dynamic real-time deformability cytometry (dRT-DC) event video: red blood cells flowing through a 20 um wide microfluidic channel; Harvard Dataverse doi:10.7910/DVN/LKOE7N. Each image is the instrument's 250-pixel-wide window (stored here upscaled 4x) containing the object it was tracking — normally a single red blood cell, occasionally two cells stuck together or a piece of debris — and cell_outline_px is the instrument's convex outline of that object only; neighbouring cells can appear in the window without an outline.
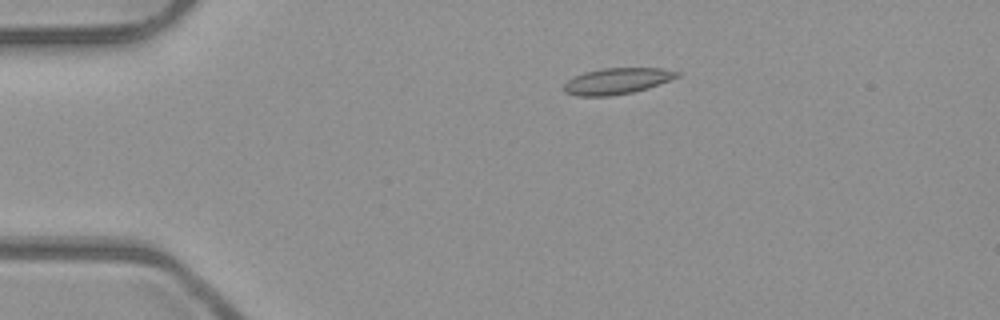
{"species": "common noctule bat (a hibernating species)", "species_latin": "Nyctalus noctula", "temperature_condition": "room temperature", "stored_images_in_passage": 4, "camera_frame_rate_fps": 3000, "um_per_image_px": 0.085, "animal": {"sex": "male", "body_mass_g": 23.1, "forearm_length_mm": 52.7}, "frame": {"image": 1, "passage_image": 1, "time_ms": 0.0, "image_size_px": [1000, 320], "cell_outline_px": [[680, 76], [648, 88], [632, 92], [608, 96], [576, 96], [564, 92], [564, 84], [568, 80], [584, 72], [604, 68], [660, 68], [680, 72]], "centroid_in_image_um": [52.44, 6.89], "position_along_channel_um": 32.6, "area_um2": 17.11}}
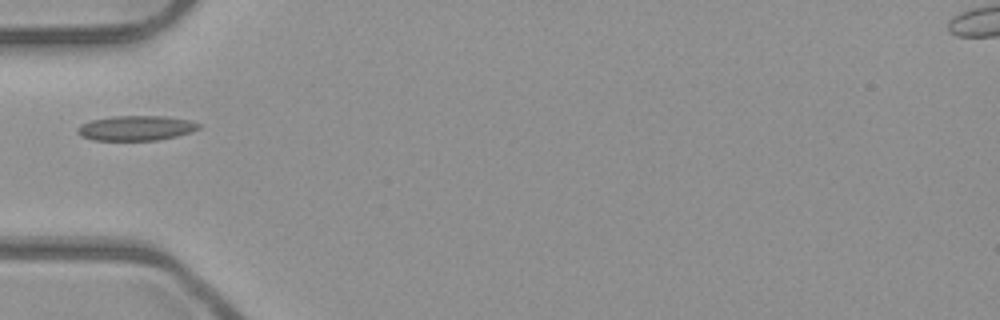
{"frame": {"image": 2, "passage_image": 3, "time_ms": 0.667, "image_size_px": [1000, 320], "cell_outline_px": [[200, 128], [176, 136], [156, 140], [92, 140], [80, 136], [76, 132], [76, 128], [80, 124], [92, 120], [112, 116], [168, 116], [188, 120], [200, 124]], "centroid_in_image_um": [11.5, 10.88], "position_along_channel_um": 73.5, "area_um2": 17.57}}
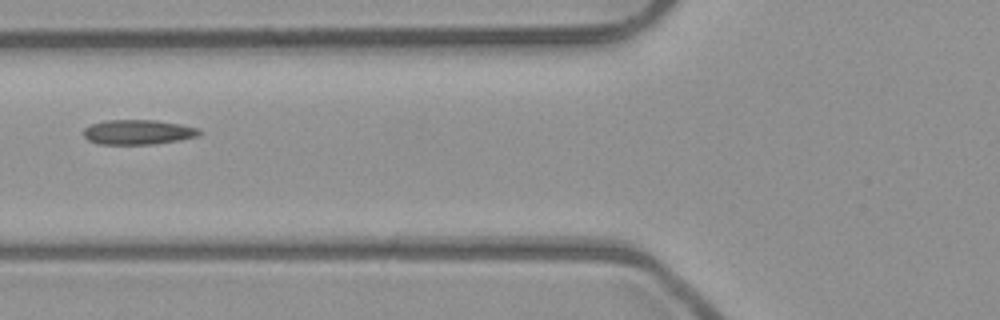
{"frame": {"image": 3, "passage_image": 4, "time_ms": 1.0, "image_size_px": [1000, 320], "cell_outline_px": [[200, 136], [152, 144], [100, 144], [88, 140], [84, 136], [84, 128], [92, 124], [104, 120], [156, 120], [180, 124], [200, 128]], "centroid_in_image_um": [11.73, 11.22], "position_along_channel_um": 114.1, "area_um2": 16.65}}